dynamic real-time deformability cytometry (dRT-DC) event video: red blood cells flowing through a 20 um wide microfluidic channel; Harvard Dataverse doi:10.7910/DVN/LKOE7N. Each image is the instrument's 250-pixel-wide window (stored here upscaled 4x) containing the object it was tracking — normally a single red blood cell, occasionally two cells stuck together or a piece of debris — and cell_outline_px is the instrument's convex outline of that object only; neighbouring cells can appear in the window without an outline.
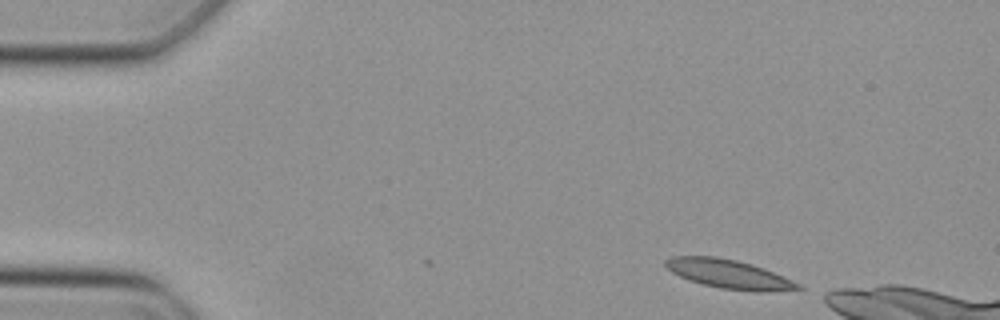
{"species": "Egyptian fruit bat (a non-hibernating species)", "species_latin": "Rousettus aegyptiacus", "temperature_condition": "cold", "stored_images_in_passage": 19, "camera_frame_rate_fps": 3000, "um_per_image_px": 0.085, "animal": {"sex": "female"}, "frame": {"image": 1, "passage_image": 1, "time_ms": 0.0, "image_size_px": [1000, 320], "cell_outline_px": [[804, 288], [768, 292], [760, 292], [720, 288], [704, 284], [680, 276], [672, 272], [664, 264], [664, 260], [672, 256], [716, 256], [736, 260], [752, 264], [764, 268], [792, 280], [800, 284]], "centroid_in_image_um": [61.97, 23.29], "position_along_channel_um": 23.0, "area_um2": 22.14}}
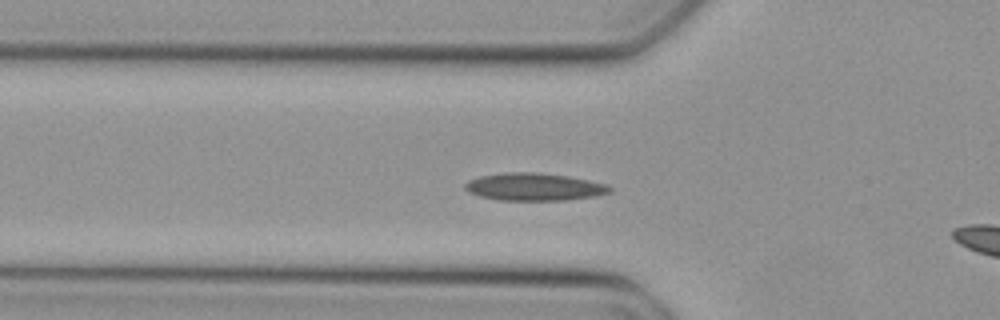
{"frame": {"image": 2, "passage_image": 11, "time_ms": 3.333, "image_size_px": [1000, 320], "cell_outline_px": [[612, 192], [596, 196], [564, 200], [500, 200], [480, 196], [468, 192], [464, 188], [464, 184], [468, 180], [480, 176], [504, 172], [536, 172], [568, 176], [588, 180], [604, 184], [612, 188]], "centroid_in_image_um": [45.38, 15.88], "position_along_channel_um": 80.4, "area_um2": 23.24}}
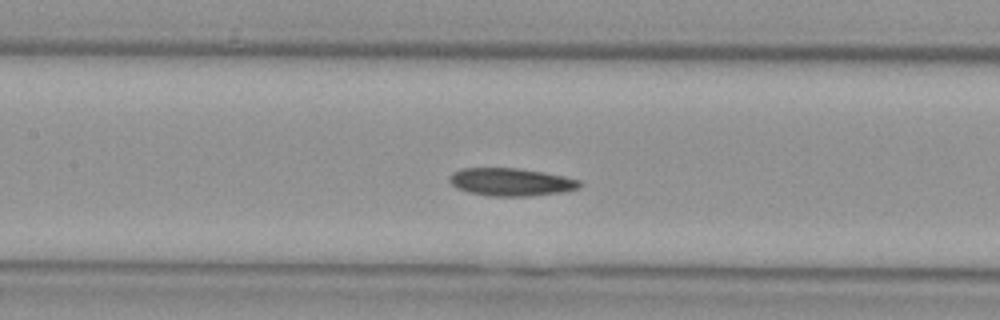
{"frame": {"image": 3, "passage_image": 17, "time_ms": 5.333, "image_size_px": [1000, 320], "cell_outline_px": [[584, 184], [576, 188], [560, 192], [528, 196], [488, 196], [468, 192], [456, 188], [448, 180], [448, 176], [452, 172], [460, 168], [516, 168], [544, 172], [564, 176], [580, 180]], "centroid_in_image_um": [43.38, 15.46], "position_along_channel_um": 164.0, "area_um2": 21.15}}